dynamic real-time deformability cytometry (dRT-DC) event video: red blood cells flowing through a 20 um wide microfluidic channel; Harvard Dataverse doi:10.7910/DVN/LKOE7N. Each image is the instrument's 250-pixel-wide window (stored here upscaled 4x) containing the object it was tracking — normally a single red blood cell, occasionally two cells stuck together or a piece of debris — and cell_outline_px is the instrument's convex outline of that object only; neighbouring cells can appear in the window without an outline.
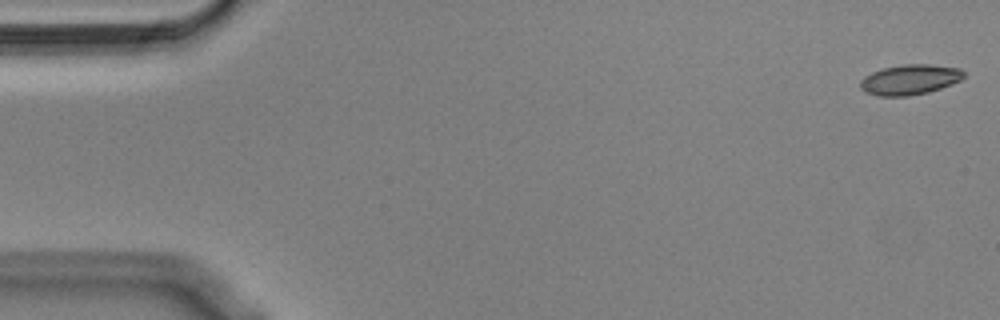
{"species": "Egyptian fruit bat (a non-hibernating species)", "species_latin": "Rousettus aegyptiacus", "temperature_condition": "cold", "stored_images_in_passage": 55, "camera_frame_rate_fps": 3000, "um_per_image_px": 0.085, "animal": {"sex": "male"}, "frame": {"image": 1, "passage_image": 1, "time_ms": 0.0, "image_size_px": [1000, 320], "cell_outline_px": [[964, 76], [960, 80], [952, 84], [928, 92], [908, 96], [880, 96], [864, 92], [860, 88], [860, 80], [864, 76], [872, 72], [884, 68], [904, 64], [932, 64], [960, 68], [964, 72]], "centroid_in_image_um": [77.33, 6.76], "position_along_channel_um": 7.7, "area_um2": 18.26}}
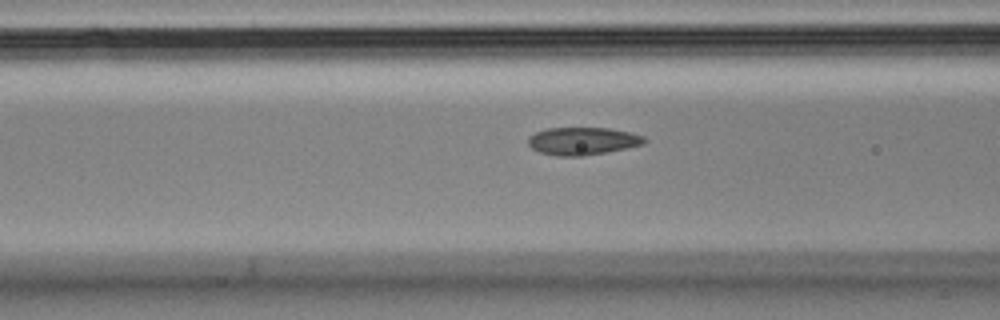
{"frame": {"image": 2, "passage_image": 21, "time_ms": 6.667, "image_size_px": [1000, 320], "cell_outline_px": [[648, 140], [644, 144], [608, 152], [584, 156], [556, 156], [540, 152], [532, 148], [528, 144], [528, 136], [536, 132], [548, 128], [608, 128], [632, 132], [644, 136]], "centroid_in_image_um": [49.55, 11.99], "position_along_channel_um": 117.1, "area_um2": 18.9}}
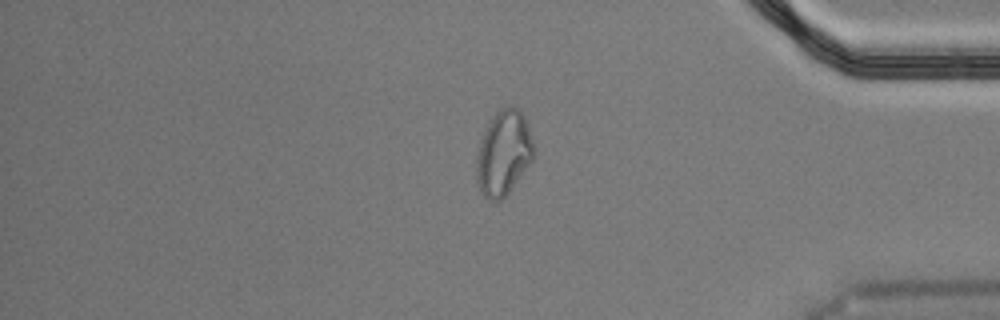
{"frame": {"image": 3, "passage_image": 46, "time_ms": 15.0, "image_size_px": [1000, 320], "cell_outline_px": [[536, 156], [508, 192], [500, 200], [488, 200], [484, 196], [476, 180], [476, 156], [488, 120], [500, 108], [508, 104], [520, 108], [524, 116], [532, 140]], "centroid_in_image_um": [42.81, 12.96], "position_along_channel_um": 392.4, "area_um2": 28.38}, "authors_computed_cell_mechanics": {"area_um2": 18.785, "velocity_mm_per_s": 3.6108, "shape_relaxation_time_tau1_ms": null, "shape_relaxation_time_tau2_ms": 1.6841, "deformation_change_tau1": null, "deformation_change_tau2": 0.0605}}